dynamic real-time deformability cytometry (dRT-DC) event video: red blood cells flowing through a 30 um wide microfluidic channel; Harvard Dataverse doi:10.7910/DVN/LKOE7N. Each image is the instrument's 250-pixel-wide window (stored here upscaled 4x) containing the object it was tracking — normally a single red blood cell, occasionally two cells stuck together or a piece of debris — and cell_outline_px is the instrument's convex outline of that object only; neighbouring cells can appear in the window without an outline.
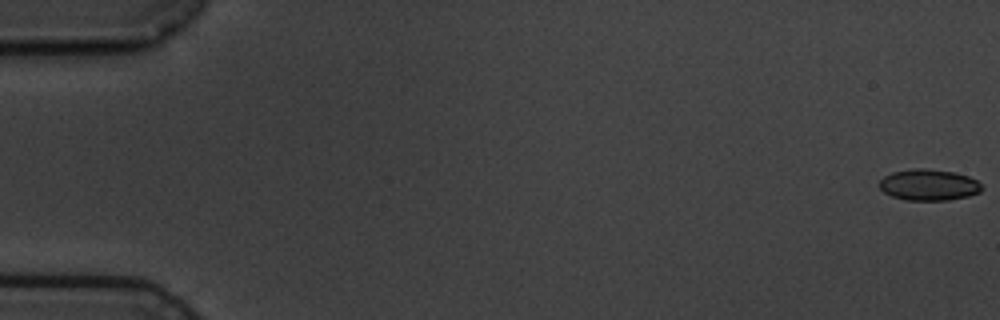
{"species": "common noctule bat (a hibernating species)", "species_latin": "Nyctalus noctula", "temperature_condition": "cold", "stored_images_in_passage": 6, "camera_frame_rate_fps": 3000, "um_per_image_px": 0.085, "animal": {"sex": "male", "body_mass_g": 19.5, "forearm_length_mm": 54.6}, "frame": {"image": 1, "passage_image": 1, "time_ms": 0.0, "image_size_px": [1000, 320], "cell_outline_px": [[984, 188], [980, 192], [968, 196], [948, 200], [904, 200], [892, 196], [884, 192], [876, 184], [884, 176], [892, 172], [916, 168], [924, 168], [952, 172], [968, 176], [976, 180]], "centroid_in_image_um": [78.92, 15.72], "position_along_channel_um": 6.1, "area_um2": 18.67}}
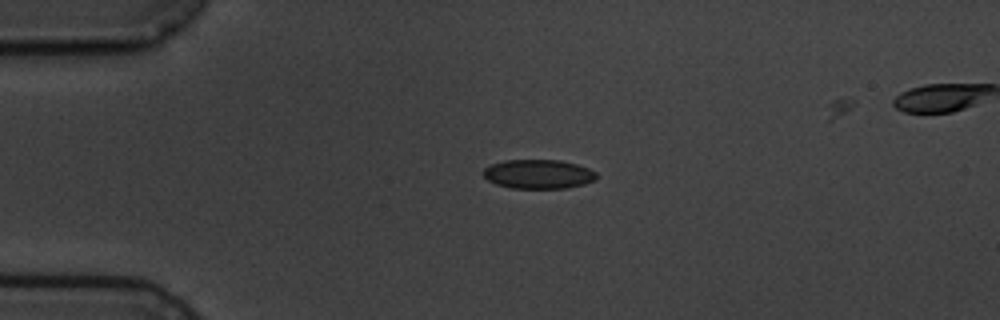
{"frame": {"image": 2, "passage_image": 4, "time_ms": 4.333, "image_size_px": [1000, 320], "cell_outline_px": [[596, 180], [584, 184], [568, 188], [512, 188], [496, 184], [488, 180], [484, 176], [484, 168], [492, 164], [504, 160], [560, 160], [576, 164], [588, 168], [596, 172]], "centroid_in_image_um": [45.78, 14.8], "position_along_channel_um": 39.2, "area_um2": 19.19}}